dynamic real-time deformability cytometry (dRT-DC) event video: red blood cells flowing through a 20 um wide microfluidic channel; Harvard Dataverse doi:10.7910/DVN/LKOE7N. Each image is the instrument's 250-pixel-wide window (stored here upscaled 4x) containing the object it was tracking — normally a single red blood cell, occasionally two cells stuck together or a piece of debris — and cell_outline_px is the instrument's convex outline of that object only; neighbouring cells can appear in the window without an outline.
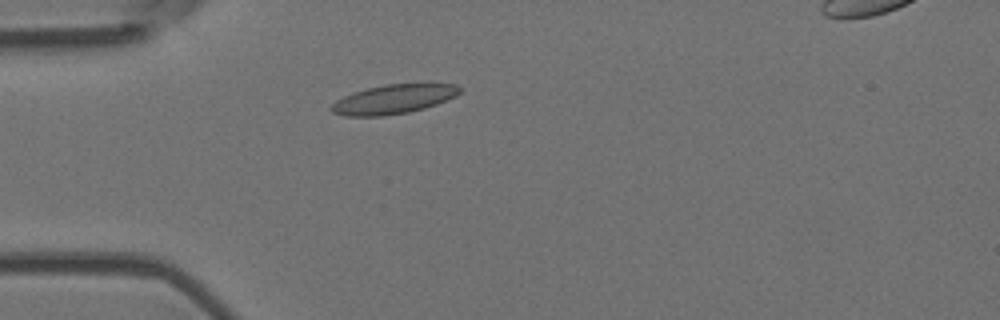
{"species": "Egyptian fruit bat (a non-hibernating species)", "species_latin": "Rousettus aegyptiacus", "temperature_condition": "room temperature", "stored_images_in_passage": 4, "camera_frame_rate_fps": 3000, "um_per_image_px": 0.085, "animal": {"sex": "female"}, "frame": {"image": 1, "passage_image": 4, "time_ms": 1.0, "image_size_px": [1000, 320], "cell_outline_px": [[460, 92], [456, 96], [436, 104], [424, 108], [408, 112], [384, 116], [344, 116], [332, 112], [328, 108], [336, 100], [352, 92], [384, 84], [432, 80], [456, 84], [460, 88]], "centroid_in_image_um": [33.52, 8.37], "position_along_channel_um": 51.5, "area_um2": 22.83}}